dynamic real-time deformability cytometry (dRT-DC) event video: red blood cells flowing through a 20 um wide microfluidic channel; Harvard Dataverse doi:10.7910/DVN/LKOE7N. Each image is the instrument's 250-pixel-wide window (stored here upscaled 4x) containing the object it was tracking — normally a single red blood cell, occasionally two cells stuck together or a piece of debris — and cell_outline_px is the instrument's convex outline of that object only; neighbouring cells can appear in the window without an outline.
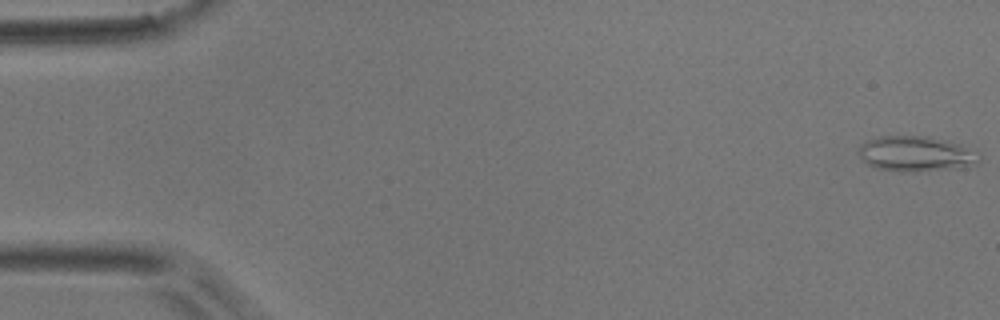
{"species": "common noctule bat (a hibernating species)", "species_latin": "Nyctalus noctula", "temperature_condition": "room temperature", "stored_images_in_passage": 4, "camera_frame_rate_fps": 3000, "um_per_image_px": 0.085, "animal": {"sex": "male", "body_mass_g": 17.9}, "frame": {"image": 1, "passage_image": 1, "time_ms": 0.0, "image_size_px": [1000, 320], "cell_outline_px": [[980, 160], [976, 164], [952, 168], [912, 172], [904, 172], [876, 168], [868, 164], [860, 156], [856, 148], [860, 144], [868, 140], [880, 136], [928, 136], [960, 144], [980, 152]], "centroid_in_image_um": [77.85, 13.07], "position_along_channel_um": 7.2, "area_um2": 24.85}}